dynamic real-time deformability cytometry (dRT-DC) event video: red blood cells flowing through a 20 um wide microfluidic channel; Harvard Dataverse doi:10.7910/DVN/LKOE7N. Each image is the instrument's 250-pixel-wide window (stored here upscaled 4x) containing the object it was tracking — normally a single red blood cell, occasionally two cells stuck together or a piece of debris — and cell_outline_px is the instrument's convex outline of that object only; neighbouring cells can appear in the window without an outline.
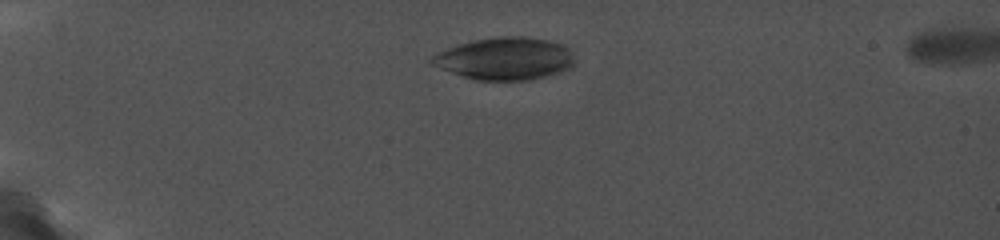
{"species": "common noctule bat (a hibernating species)", "species_latin": "Nyctalus noctula", "temperature_condition": "cold", "stored_images_in_passage": 27, "camera_frame_rate_fps": 5000, "um_per_image_px": 0.085, "animal": {"sex": "female", "body_mass_g": 19.0, "forearm_length_mm": 56.7}, "frame": {"image": 1, "passage_image": 7, "time_ms": 2.4, "image_size_px": [1000, 240], "cell_outline_px": [[572, 68], [560, 72], [528, 80], [476, 80], [428, 64], [428, 60], [432, 56], [448, 48], [472, 40], [500, 36], [524, 36], [548, 40], [564, 44], [568, 48], [572, 56]], "centroid_in_image_um": [42.91, 4.97], "position_along_channel_um": 42.1, "area_um2": 35.14}}
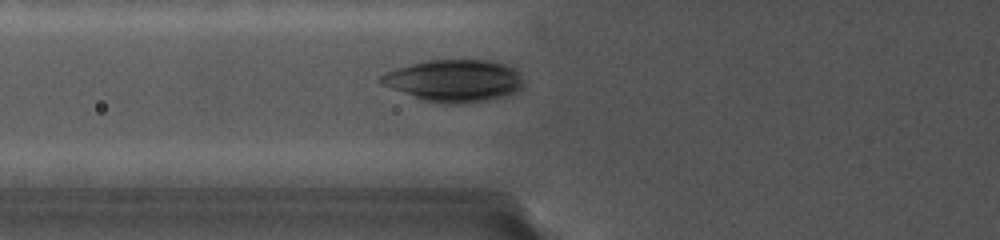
{"frame": {"image": 2, "passage_image": 16, "time_ms": 5.6, "image_size_px": [1000, 240], "cell_outline_px": [[520, 88], [516, 92], [484, 100], [448, 104], [428, 100], [392, 88], [384, 84], [380, 80], [380, 76], [388, 72], [424, 60], [484, 60], [508, 64], [516, 68], [520, 72]], "centroid_in_image_um": [38.66, 6.82], "position_along_channel_um": 87.1, "area_um2": 33.81}}